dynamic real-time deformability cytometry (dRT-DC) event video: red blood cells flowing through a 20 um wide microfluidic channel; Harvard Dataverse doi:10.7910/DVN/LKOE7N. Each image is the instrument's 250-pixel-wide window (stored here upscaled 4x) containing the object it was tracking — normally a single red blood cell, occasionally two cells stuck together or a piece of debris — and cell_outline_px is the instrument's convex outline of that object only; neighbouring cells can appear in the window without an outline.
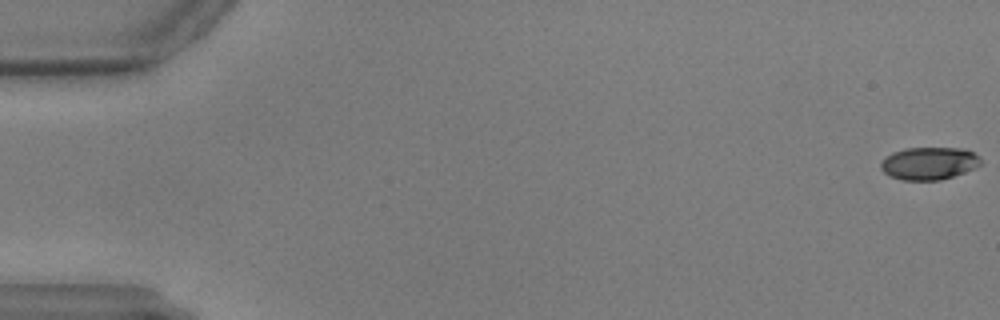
{"species": "common noctule bat (a hibernating species)", "species_latin": "Nyctalus noctula", "temperature_condition": "warm", "stored_images_in_passage": 13, "camera_frame_rate_fps": 3000, "um_per_image_px": 0.085, "animal": {"sex": "male", "body_mass_g": 17.9, "forearm_length_mm": 54.2}, "frame": {"image": 1, "passage_image": 1, "time_ms": 0.0, "image_size_px": [1000, 320], "cell_outline_px": [[984, 164], [976, 168], [940, 180], [900, 180], [888, 176], [880, 168], [880, 164], [884, 156], [892, 152], [904, 148], [964, 148], [980, 156]], "centroid_in_image_um": [78.97, 13.88], "position_along_channel_um": 6.0, "area_um2": 19.36}}